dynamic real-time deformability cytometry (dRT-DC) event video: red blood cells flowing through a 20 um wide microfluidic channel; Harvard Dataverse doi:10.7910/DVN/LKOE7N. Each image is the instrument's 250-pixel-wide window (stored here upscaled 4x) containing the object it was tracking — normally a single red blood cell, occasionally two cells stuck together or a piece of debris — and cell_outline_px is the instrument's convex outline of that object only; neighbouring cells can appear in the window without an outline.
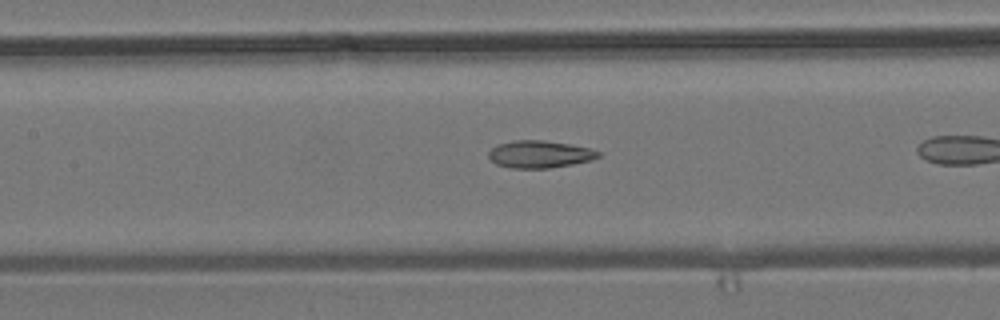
{"species": "common noctule bat (a hibernating species)", "species_latin": "Nyctalus noctula", "temperature_condition": "room temperature", "stored_images_in_passage": 25, "camera_frame_rate_fps": 3000, "um_per_image_px": 0.085, "animal": {"sex": "male", "body_mass_g": 19.2, "forearm_length_mm": 51.8}, "frame": {"image": 1, "passage_image": 8, "time_ms": 2.333, "image_size_px": [1000, 320], "cell_outline_px": [[600, 156], [592, 160], [552, 168], [508, 168], [496, 164], [488, 156], [488, 152], [496, 144], [512, 140], [544, 140], [592, 148], [600, 152]], "centroid_in_image_um": [45.86, 13.11], "position_along_channel_um": 161.5, "area_um2": 17.63}}
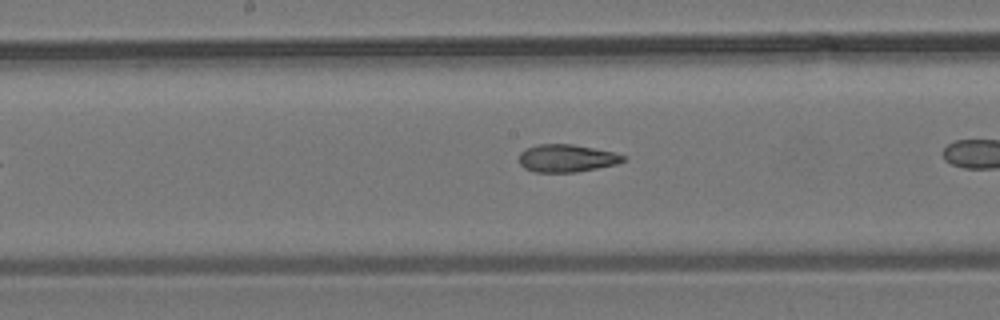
{"frame": {"image": 2, "passage_image": 11, "time_ms": 3.333, "image_size_px": [1000, 320], "cell_outline_px": [[628, 160], [616, 164], [576, 172], [536, 172], [524, 168], [520, 164], [520, 152], [524, 148], [536, 144], [572, 144], [616, 152], [628, 156]], "centroid_in_image_um": [48.2, 13.44], "position_along_channel_um": 200.0, "area_um2": 16.99}}